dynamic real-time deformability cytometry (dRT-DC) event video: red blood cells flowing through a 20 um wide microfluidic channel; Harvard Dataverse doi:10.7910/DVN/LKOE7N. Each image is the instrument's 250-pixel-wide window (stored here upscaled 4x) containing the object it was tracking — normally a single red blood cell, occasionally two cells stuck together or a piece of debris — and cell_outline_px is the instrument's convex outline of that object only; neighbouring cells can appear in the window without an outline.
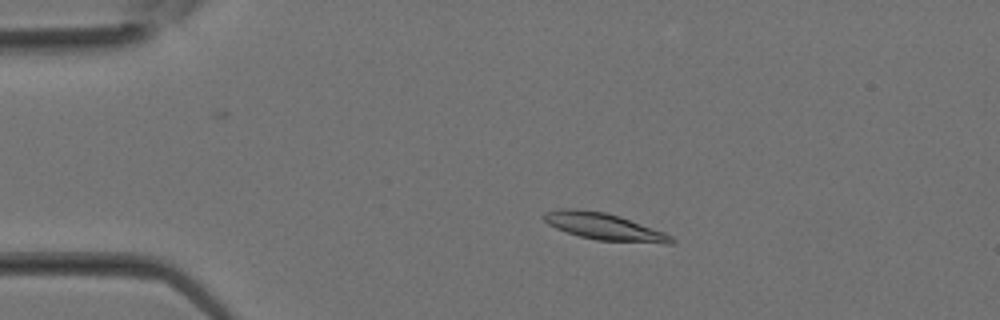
{"species": "Egyptian fruit bat (a non-hibernating species)", "species_latin": "Rousettus aegyptiacus", "temperature_condition": "room temperature", "stored_images_in_passage": 32, "camera_frame_rate_fps": 3000, "um_per_image_px": 0.085, "animal": {"sex": "female"}, "frame": {"image": 1, "passage_image": 7, "time_ms": 2.0, "image_size_px": [1000, 320], "cell_outline_px": [[676, 240], [672, 244], [664, 244], [596, 240], [580, 236], [556, 228], [548, 224], [540, 216], [544, 212], [556, 208], [576, 208], [604, 212], [620, 216], [664, 232], [672, 236]], "centroid_in_image_um": [51.34, 19.25], "position_along_channel_um": 33.7, "area_um2": 20.23}}
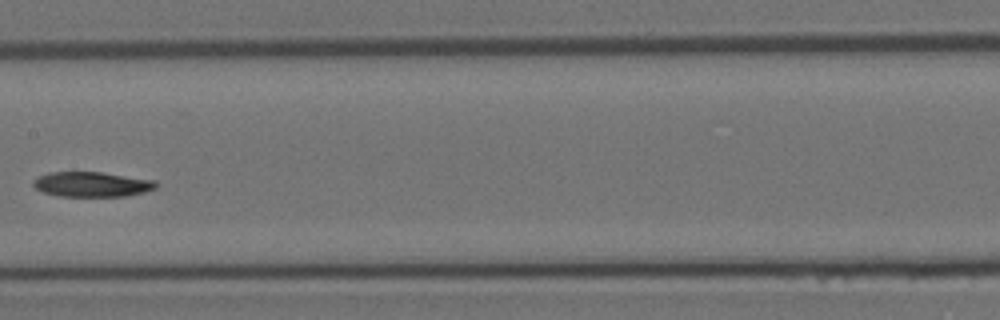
{"frame": {"image": 2, "passage_image": 17, "time_ms": 5.333, "image_size_px": [1000, 320], "cell_outline_px": [[160, 184], [156, 188], [144, 192], [124, 196], [60, 196], [44, 192], [36, 188], [32, 184], [32, 180], [36, 176], [48, 172], [100, 172], [156, 180]], "centroid_in_image_um": [7.81, 15.66], "position_along_channel_um": 199.6, "area_um2": 17.98}}
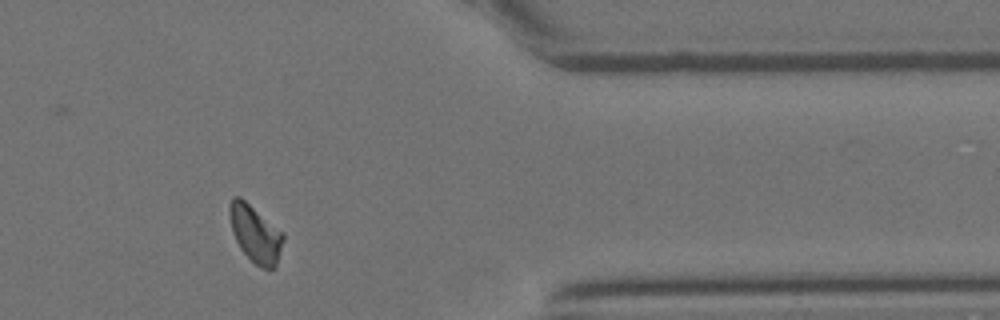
{"frame": {"image": 3, "passage_image": 27, "time_ms": 8.667, "image_size_px": [1000, 320], "cell_outline_px": [[284, 240], [276, 264], [272, 268], [260, 268], [240, 248], [236, 240], [232, 228], [228, 212], [228, 204], [232, 196], [240, 196], [284, 232]], "centroid_in_image_um": [21.7, 19.82], "position_along_channel_um": 389.7, "area_um2": 17.8}}